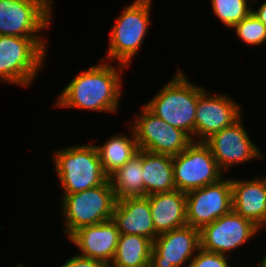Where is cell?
Instances as JSON below:
<instances>
[{
  "mask_svg": "<svg viewBox=\"0 0 266 267\" xmlns=\"http://www.w3.org/2000/svg\"><path fill=\"white\" fill-rule=\"evenodd\" d=\"M118 67L106 63L81 72L62 90L57 107L116 112L122 92L117 71L123 73L126 66Z\"/></svg>",
  "mask_w": 266,
  "mask_h": 267,
  "instance_id": "1",
  "label": "cell"
},
{
  "mask_svg": "<svg viewBox=\"0 0 266 267\" xmlns=\"http://www.w3.org/2000/svg\"><path fill=\"white\" fill-rule=\"evenodd\" d=\"M178 72L145 107L169 125L186 132L195 141L192 136L195 112L198 98L205 89L191 84L181 71Z\"/></svg>",
  "mask_w": 266,
  "mask_h": 267,
  "instance_id": "2",
  "label": "cell"
},
{
  "mask_svg": "<svg viewBox=\"0 0 266 267\" xmlns=\"http://www.w3.org/2000/svg\"><path fill=\"white\" fill-rule=\"evenodd\" d=\"M43 39L45 38L0 35L1 81L27 88L47 54L46 40Z\"/></svg>",
  "mask_w": 266,
  "mask_h": 267,
  "instance_id": "3",
  "label": "cell"
},
{
  "mask_svg": "<svg viewBox=\"0 0 266 267\" xmlns=\"http://www.w3.org/2000/svg\"><path fill=\"white\" fill-rule=\"evenodd\" d=\"M53 159L63 195L100 186L109 179L103 171L96 145L61 149L55 152Z\"/></svg>",
  "mask_w": 266,
  "mask_h": 267,
  "instance_id": "4",
  "label": "cell"
},
{
  "mask_svg": "<svg viewBox=\"0 0 266 267\" xmlns=\"http://www.w3.org/2000/svg\"><path fill=\"white\" fill-rule=\"evenodd\" d=\"M117 199L109 179L102 185L63 195L64 232L68 237L78 228L113 218Z\"/></svg>",
  "mask_w": 266,
  "mask_h": 267,
  "instance_id": "5",
  "label": "cell"
},
{
  "mask_svg": "<svg viewBox=\"0 0 266 267\" xmlns=\"http://www.w3.org/2000/svg\"><path fill=\"white\" fill-rule=\"evenodd\" d=\"M150 6L151 0H135L119 15L109 39L108 60L127 66L137 55L151 23Z\"/></svg>",
  "mask_w": 266,
  "mask_h": 267,
  "instance_id": "6",
  "label": "cell"
},
{
  "mask_svg": "<svg viewBox=\"0 0 266 267\" xmlns=\"http://www.w3.org/2000/svg\"><path fill=\"white\" fill-rule=\"evenodd\" d=\"M223 173L204 142L193 141L185 150L173 156L174 182L179 191L187 193L216 183L223 178Z\"/></svg>",
  "mask_w": 266,
  "mask_h": 267,
  "instance_id": "7",
  "label": "cell"
},
{
  "mask_svg": "<svg viewBox=\"0 0 266 267\" xmlns=\"http://www.w3.org/2000/svg\"><path fill=\"white\" fill-rule=\"evenodd\" d=\"M52 0H0V35L41 37L49 27Z\"/></svg>",
  "mask_w": 266,
  "mask_h": 267,
  "instance_id": "8",
  "label": "cell"
},
{
  "mask_svg": "<svg viewBox=\"0 0 266 267\" xmlns=\"http://www.w3.org/2000/svg\"><path fill=\"white\" fill-rule=\"evenodd\" d=\"M132 125L138 148L155 154L178 155L192 142L183 130L155 116L145 106Z\"/></svg>",
  "mask_w": 266,
  "mask_h": 267,
  "instance_id": "9",
  "label": "cell"
},
{
  "mask_svg": "<svg viewBox=\"0 0 266 267\" xmlns=\"http://www.w3.org/2000/svg\"><path fill=\"white\" fill-rule=\"evenodd\" d=\"M231 210V178L186 193L187 224L198 230Z\"/></svg>",
  "mask_w": 266,
  "mask_h": 267,
  "instance_id": "10",
  "label": "cell"
},
{
  "mask_svg": "<svg viewBox=\"0 0 266 267\" xmlns=\"http://www.w3.org/2000/svg\"><path fill=\"white\" fill-rule=\"evenodd\" d=\"M260 228L233 209L200 230V247L206 251L227 254L246 243Z\"/></svg>",
  "mask_w": 266,
  "mask_h": 267,
  "instance_id": "11",
  "label": "cell"
},
{
  "mask_svg": "<svg viewBox=\"0 0 266 267\" xmlns=\"http://www.w3.org/2000/svg\"><path fill=\"white\" fill-rule=\"evenodd\" d=\"M241 120L240 117L231 126L212 134L204 141L222 171L253 158L263 157L248 136Z\"/></svg>",
  "mask_w": 266,
  "mask_h": 267,
  "instance_id": "12",
  "label": "cell"
},
{
  "mask_svg": "<svg viewBox=\"0 0 266 267\" xmlns=\"http://www.w3.org/2000/svg\"><path fill=\"white\" fill-rule=\"evenodd\" d=\"M199 248L200 230L192 226L159 234L153 241L149 267H181Z\"/></svg>",
  "mask_w": 266,
  "mask_h": 267,
  "instance_id": "13",
  "label": "cell"
},
{
  "mask_svg": "<svg viewBox=\"0 0 266 267\" xmlns=\"http://www.w3.org/2000/svg\"><path fill=\"white\" fill-rule=\"evenodd\" d=\"M240 108L225 94L210 96L204 91L195 112L194 135H199L196 142H204L212 134L231 126L241 117Z\"/></svg>",
  "mask_w": 266,
  "mask_h": 267,
  "instance_id": "14",
  "label": "cell"
},
{
  "mask_svg": "<svg viewBox=\"0 0 266 267\" xmlns=\"http://www.w3.org/2000/svg\"><path fill=\"white\" fill-rule=\"evenodd\" d=\"M119 230L113 219L96 225L78 228L68 238L80 250L82 256L111 265L118 244Z\"/></svg>",
  "mask_w": 266,
  "mask_h": 267,
  "instance_id": "15",
  "label": "cell"
},
{
  "mask_svg": "<svg viewBox=\"0 0 266 267\" xmlns=\"http://www.w3.org/2000/svg\"><path fill=\"white\" fill-rule=\"evenodd\" d=\"M112 219L117 224L119 234L144 236L152 242L158 236L146 196L117 200Z\"/></svg>",
  "mask_w": 266,
  "mask_h": 267,
  "instance_id": "16",
  "label": "cell"
},
{
  "mask_svg": "<svg viewBox=\"0 0 266 267\" xmlns=\"http://www.w3.org/2000/svg\"><path fill=\"white\" fill-rule=\"evenodd\" d=\"M232 209L260 229L266 224V177L254 180L231 178Z\"/></svg>",
  "mask_w": 266,
  "mask_h": 267,
  "instance_id": "17",
  "label": "cell"
},
{
  "mask_svg": "<svg viewBox=\"0 0 266 267\" xmlns=\"http://www.w3.org/2000/svg\"><path fill=\"white\" fill-rule=\"evenodd\" d=\"M155 232L159 235L187 224L186 193L177 189L146 196Z\"/></svg>",
  "mask_w": 266,
  "mask_h": 267,
  "instance_id": "18",
  "label": "cell"
},
{
  "mask_svg": "<svg viewBox=\"0 0 266 267\" xmlns=\"http://www.w3.org/2000/svg\"><path fill=\"white\" fill-rule=\"evenodd\" d=\"M144 196L176 189L173 175V156L142 150Z\"/></svg>",
  "mask_w": 266,
  "mask_h": 267,
  "instance_id": "19",
  "label": "cell"
},
{
  "mask_svg": "<svg viewBox=\"0 0 266 267\" xmlns=\"http://www.w3.org/2000/svg\"><path fill=\"white\" fill-rule=\"evenodd\" d=\"M117 200L126 197H143L144 181L142 150L109 176Z\"/></svg>",
  "mask_w": 266,
  "mask_h": 267,
  "instance_id": "20",
  "label": "cell"
},
{
  "mask_svg": "<svg viewBox=\"0 0 266 267\" xmlns=\"http://www.w3.org/2000/svg\"><path fill=\"white\" fill-rule=\"evenodd\" d=\"M131 131V139L126 135H116L103 146L96 145L103 171L108 177L138 153L139 148L132 127Z\"/></svg>",
  "mask_w": 266,
  "mask_h": 267,
  "instance_id": "21",
  "label": "cell"
},
{
  "mask_svg": "<svg viewBox=\"0 0 266 267\" xmlns=\"http://www.w3.org/2000/svg\"><path fill=\"white\" fill-rule=\"evenodd\" d=\"M152 247L153 242L144 236L120 234L109 267H149Z\"/></svg>",
  "mask_w": 266,
  "mask_h": 267,
  "instance_id": "22",
  "label": "cell"
},
{
  "mask_svg": "<svg viewBox=\"0 0 266 267\" xmlns=\"http://www.w3.org/2000/svg\"><path fill=\"white\" fill-rule=\"evenodd\" d=\"M248 0H211L212 9L220 21L227 27L233 28L246 18L252 8Z\"/></svg>",
  "mask_w": 266,
  "mask_h": 267,
  "instance_id": "23",
  "label": "cell"
},
{
  "mask_svg": "<svg viewBox=\"0 0 266 267\" xmlns=\"http://www.w3.org/2000/svg\"><path fill=\"white\" fill-rule=\"evenodd\" d=\"M232 29L246 44L260 45L266 41V26L252 12Z\"/></svg>",
  "mask_w": 266,
  "mask_h": 267,
  "instance_id": "24",
  "label": "cell"
},
{
  "mask_svg": "<svg viewBox=\"0 0 266 267\" xmlns=\"http://www.w3.org/2000/svg\"><path fill=\"white\" fill-rule=\"evenodd\" d=\"M197 252L187 267H231L224 254L206 251L201 247Z\"/></svg>",
  "mask_w": 266,
  "mask_h": 267,
  "instance_id": "25",
  "label": "cell"
},
{
  "mask_svg": "<svg viewBox=\"0 0 266 267\" xmlns=\"http://www.w3.org/2000/svg\"><path fill=\"white\" fill-rule=\"evenodd\" d=\"M60 267H109L106 263L95 260L89 257L76 254L74 257L69 258Z\"/></svg>",
  "mask_w": 266,
  "mask_h": 267,
  "instance_id": "26",
  "label": "cell"
},
{
  "mask_svg": "<svg viewBox=\"0 0 266 267\" xmlns=\"http://www.w3.org/2000/svg\"><path fill=\"white\" fill-rule=\"evenodd\" d=\"M252 13L266 26V1L257 11L252 10Z\"/></svg>",
  "mask_w": 266,
  "mask_h": 267,
  "instance_id": "27",
  "label": "cell"
},
{
  "mask_svg": "<svg viewBox=\"0 0 266 267\" xmlns=\"http://www.w3.org/2000/svg\"><path fill=\"white\" fill-rule=\"evenodd\" d=\"M258 267H266V255H265V257H263V259H262V261Z\"/></svg>",
  "mask_w": 266,
  "mask_h": 267,
  "instance_id": "28",
  "label": "cell"
}]
</instances>
